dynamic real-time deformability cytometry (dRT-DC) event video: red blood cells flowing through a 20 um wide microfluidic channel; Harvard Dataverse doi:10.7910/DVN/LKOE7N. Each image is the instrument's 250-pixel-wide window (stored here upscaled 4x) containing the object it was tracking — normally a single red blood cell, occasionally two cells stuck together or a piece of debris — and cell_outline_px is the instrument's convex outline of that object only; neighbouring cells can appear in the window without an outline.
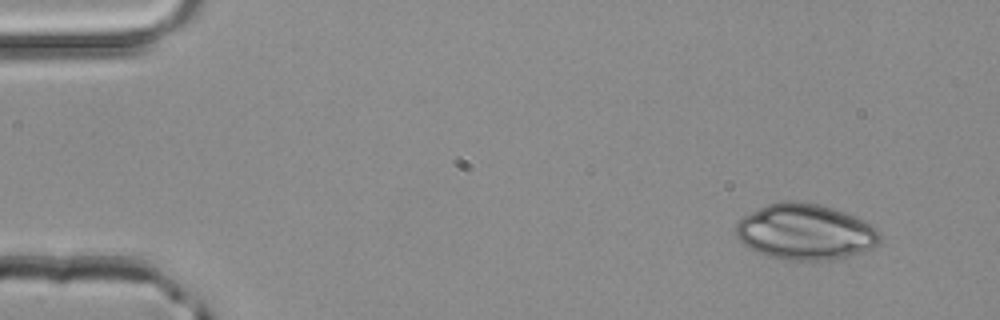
{"species": "common noctule bat (a hibernating species)", "species_latin": "Nyctalus noctula", "temperature_condition": "room temperature", "stored_images_in_passage": 3, "camera_frame_rate_fps": 3000, "um_per_image_px": 0.085, "animal": {"sex": "male", "body_mass_g": 20.4}, "frame": {"image": 1, "passage_image": 1, "time_ms": 0.0, "image_size_px": [1000, 320], "cell_outline_px": [[880, 240], [876, 244], [868, 248], [832, 260], [788, 260], [772, 256], [760, 252], [744, 244], [736, 236], [736, 224], [744, 216], [768, 204], [784, 200], [800, 200], [832, 208], [864, 220], [872, 224], [880, 232]], "centroid_in_image_um": [68.44, 19.69], "position_along_channel_um": 16.6, "area_um2": 46.07}}